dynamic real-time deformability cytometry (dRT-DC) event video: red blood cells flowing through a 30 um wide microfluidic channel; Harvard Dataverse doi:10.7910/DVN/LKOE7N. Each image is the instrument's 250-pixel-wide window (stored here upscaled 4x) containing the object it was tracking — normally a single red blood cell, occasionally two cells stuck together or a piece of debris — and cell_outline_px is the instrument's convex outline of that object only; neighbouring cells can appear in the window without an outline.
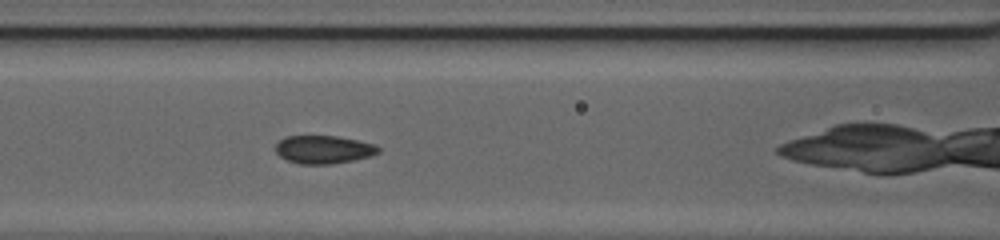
{"species": "common noctule bat (a hibernating species)", "species_latin": "Nyctalus noctula", "temperature_condition": "cold", "stored_images_in_passage": 39, "camera_frame_rate_fps": 3000, "um_per_image_px": 0.085, "animal": {"sex": "female", "body_mass_g": 20.0, "forearm_length_mm": 54.0}, "frame": {"image": 1, "passage_image": 12, "time_ms": 3.667, "image_size_px": [1000, 240], "cell_outline_px": [[380, 152], [372, 156], [332, 164], [300, 164], [288, 160], [280, 156], [276, 152], [276, 144], [284, 136], [340, 136], [360, 140], [376, 144], [380, 148]], "centroid_in_image_um": [27.55, 12.7], "position_along_channel_um": 139.0, "area_um2": 16.99}}
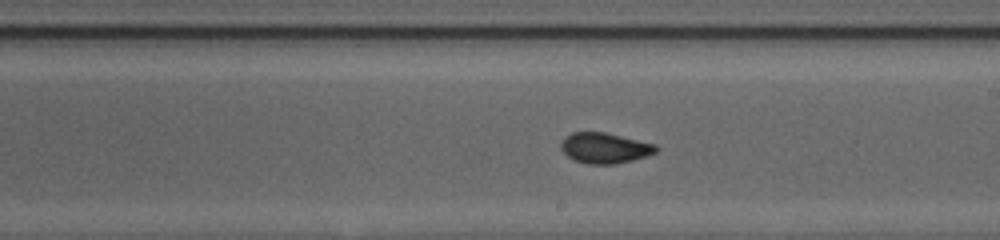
{"frame": {"image": 2, "passage_image": 19, "time_ms": 6.0, "image_size_px": [1000, 240], "cell_outline_px": [[660, 148], [656, 152], [632, 160], [616, 164], [588, 164], [572, 160], [560, 148], [560, 144], [564, 136], [572, 132], [604, 132], [656, 144]], "centroid_in_image_um": [51.38, 12.58], "position_along_channel_um": 237.6, "area_um2": 16.99}}
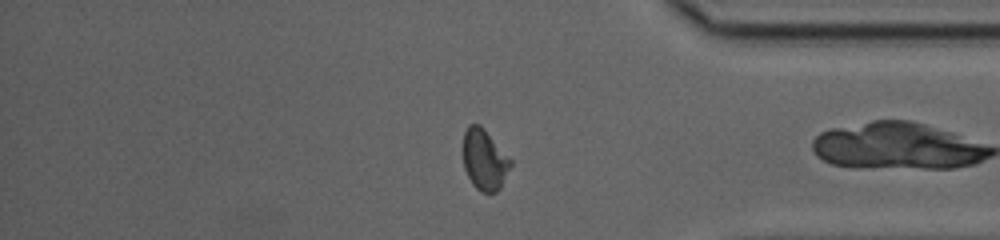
{"frame": {"image": 3, "passage_image": 31, "time_ms": 10.0, "image_size_px": [1000, 240], "cell_outline_px": [[512, 164], [500, 188], [496, 192], [480, 192], [472, 184], [464, 168], [464, 132], [468, 124], [480, 124], [484, 128], [512, 160]], "centroid_in_image_um": [41.19, 13.57], "position_along_channel_um": 394.0, "area_um2": 16.76}, "authors_computed_cell_mechanics": {"area_um2": 17.2244, "velocity_mm_per_s": 4.2297, "shape_relaxation_time_tau1_ms": 6.7286, "shape_relaxation_time_tau2_ms": null, "deformation_change_tau1": 0.1344, "deformation_change_tau2": null}}